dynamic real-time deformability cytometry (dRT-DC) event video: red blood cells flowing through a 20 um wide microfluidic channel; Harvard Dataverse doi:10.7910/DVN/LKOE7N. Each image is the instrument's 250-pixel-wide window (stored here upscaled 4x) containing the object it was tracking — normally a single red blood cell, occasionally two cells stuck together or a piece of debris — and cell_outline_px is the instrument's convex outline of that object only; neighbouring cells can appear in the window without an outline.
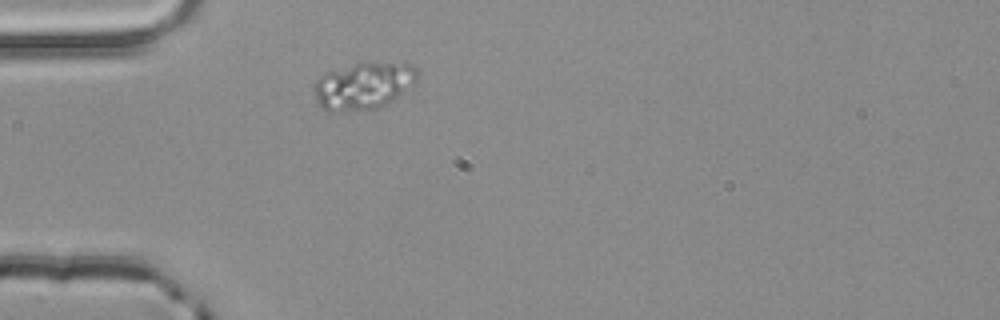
{"species": "common noctule bat (a hibernating species)", "species_latin": "Nyctalus noctula", "temperature_condition": "room temperature", "stored_images_in_passage": 1, "camera_frame_rate_fps": 3000, "um_per_image_px": 0.085, "animal": {"sex": "male", "body_mass_g": 20.4}, "frame": {"image": 1, "passage_image": 1, "time_ms": 0.0, "image_size_px": [1000, 320], "cell_outline_px": [[420, 72], [416, 84], [384, 104], [376, 108], [328, 112], [320, 108], [316, 100], [312, 88], [316, 80], [324, 72], [356, 64], [404, 60], [408, 60]], "centroid_in_image_um": [30.93, 7.24], "position_along_channel_um": 54.1, "area_um2": 28.84}}